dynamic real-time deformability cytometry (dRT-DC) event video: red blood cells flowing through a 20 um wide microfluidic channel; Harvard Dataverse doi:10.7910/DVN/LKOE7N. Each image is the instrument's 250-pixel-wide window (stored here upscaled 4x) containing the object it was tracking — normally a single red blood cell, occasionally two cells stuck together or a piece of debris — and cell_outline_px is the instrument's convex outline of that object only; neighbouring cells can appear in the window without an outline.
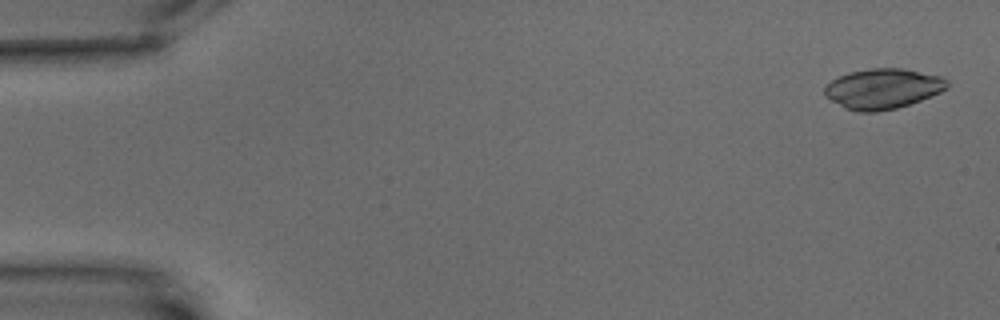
{"species": "common noctule bat (a hibernating species)", "species_latin": "Nyctalus noctula", "temperature_condition": "warm", "stored_images_in_passage": 9, "camera_frame_rate_fps": 3000, "um_per_image_px": 0.085, "animal": {"sex": "male", "body_mass_g": 15.6}, "frame": {"image": 1, "passage_image": 1, "time_ms": 0.0, "image_size_px": [1000, 320], "cell_outline_px": [[948, 88], [940, 92], [920, 100], [896, 108], [876, 112], [856, 112], [844, 108], [824, 96], [824, 88], [832, 80], [848, 72], [868, 68], [904, 68], [940, 76], [948, 80]], "centroid_in_image_um": [75.02, 7.54], "position_along_channel_um": 10.0, "area_um2": 28.78}}
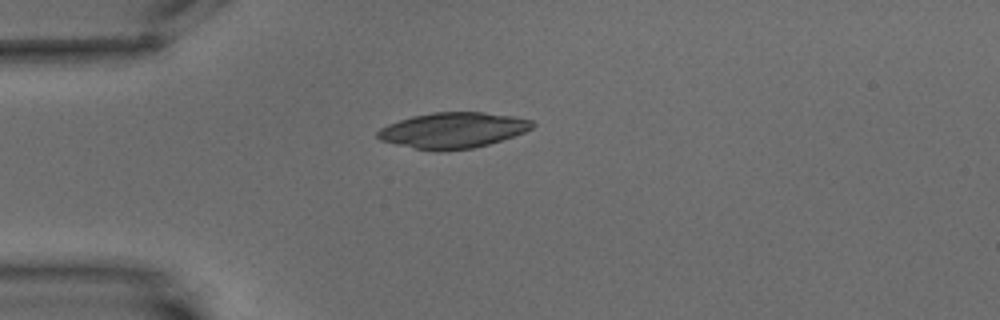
{"frame": {"image": 2, "passage_image": 4, "time_ms": 4.667, "image_size_px": [1000, 320], "cell_outline_px": [[536, 124], [532, 128], [524, 132], [488, 144], [472, 148], [432, 152], [396, 144], [380, 140], [376, 136], [376, 132], [380, 128], [388, 124], [412, 116], [432, 112], [484, 112], [512, 116], [532, 120]], "centroid_in_image_um": [38.47, 11.07], "position_along_channel_um": 46.5, "area_um2": 32.14}}